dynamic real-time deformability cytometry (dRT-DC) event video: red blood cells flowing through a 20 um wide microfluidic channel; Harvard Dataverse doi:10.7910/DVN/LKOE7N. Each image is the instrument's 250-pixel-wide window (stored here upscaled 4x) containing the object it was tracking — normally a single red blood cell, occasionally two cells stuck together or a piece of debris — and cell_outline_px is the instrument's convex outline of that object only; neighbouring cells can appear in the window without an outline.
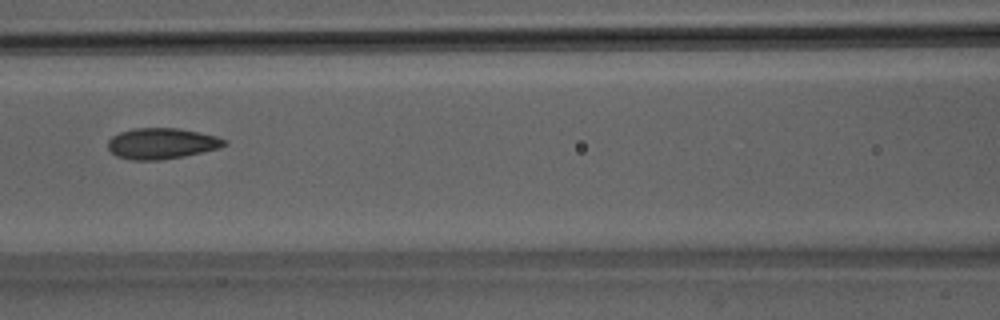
{"species": "Egyptian fruit bat (a non-hibernating species)", "species_latin": "Rousettus aegyptiacus", "temperature_condition": "room temperature", "stored_images_in_passage": 50, "camera_frame_rate_fps": 3000, "um_per_image_px": 0.085, "animal": {"sex": "male"}, "frame": {"image": 1, "passage_image": 23, "time_ms": 7.333, "image_size_px": [1000, 320], "cell_outline_px": [[228, 144], [220, 148], [184, 156], [160, 160], [132, 160], [116, 156], [108, 148], [108, 140], [112, 136], [120, 132], [132, 128], [176, 128], [216, 136], [228, 140]], "centroid_in_image_um": [13.74, 12.2], "position_along_channel_um": 152.9, "area_um2": 20.98}}
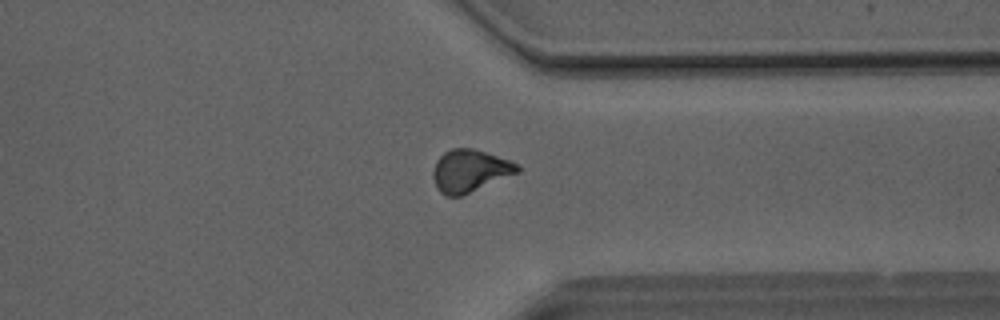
{"frame": {"image": 2, "passage_image": 39, "time_ms": 12.667, "image_size_px": [1000, 320], "cell_outline_px": [[520, 172], [460, 196], [444, 196], [436, 188], [432, 176], [432, 172], [436, 160], [444, 152], [452, 148], [472, 148], [508, 160], [516, 164], [520, 168]], "centroid_in_image_um": [39.89, 14.53], "position_along_channel_um": 371.5, "area_um2": 20.69}}
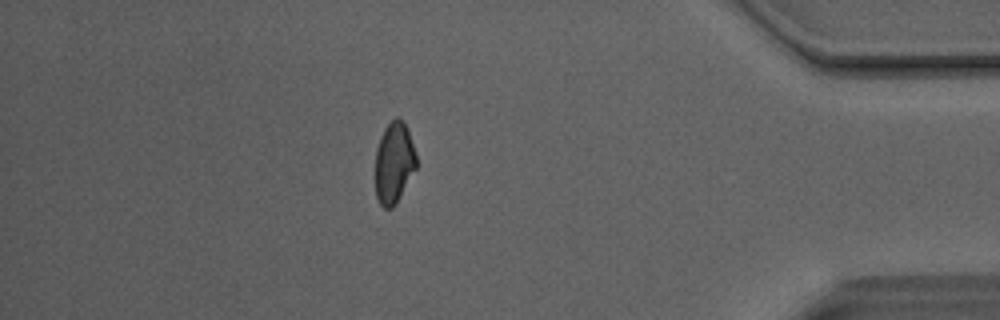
{"frame": {"image": 3, "passage_image": 44, "time_ms": 14.333, "image_size_px": [1000, 320], "cell_outline_px": [[416, 168], [392, 208], [384, 208], [380, 204], [376, 196], [376, 148], [380, 136], [384, 128], [396, 116], [400, 116], [408, 128], [416, 156]], "centroid_in_image_um": [33.48, 13.77], "position_along_channel_um": 401.7, "area_um2": 19.25}, "authors_computed_cell_mechanics": {"area_um2": 20.9525, "velocity_mm_per_s": 4.1305, "shape_relaxation_time_tau1_ms": null, "shape_relaxation_time_tau2_ms": 1.6489, "deformation_change_tau1": null, "deformation_change_tau2": 0.0575}}